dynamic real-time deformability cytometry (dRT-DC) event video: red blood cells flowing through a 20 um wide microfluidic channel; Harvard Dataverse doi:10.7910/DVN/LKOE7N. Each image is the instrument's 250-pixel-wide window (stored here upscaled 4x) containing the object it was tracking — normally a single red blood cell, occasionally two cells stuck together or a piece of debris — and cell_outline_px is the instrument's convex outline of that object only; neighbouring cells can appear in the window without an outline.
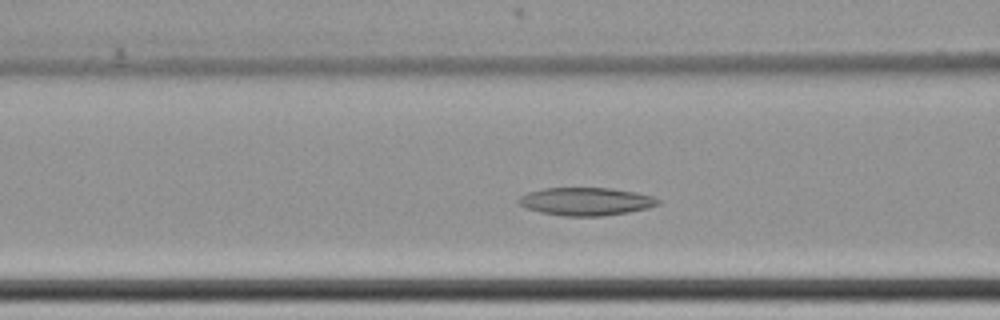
{"species": "common noctule bat (a hibernating species)", "species_latin": "Nyctalus noctula", "temperature_condition": "cold", "stored_images_in_passage": 46, "camera_frame_rate_fps": 3000, "um_per_image_px": 0.085, "animal": {"sex": "female", "body_mass_g": 22.7, "forearm_length_mm": 54.2}, "frame": {"image": 1, "passage_image": 10, "time_ms": 3.0, "image_size_px": [1000, 320], "cell_outline_px": [[660, 204], [648, 208], [628, 212], [600, 216], [564, 216], [540, 212], [528, 208], [520, 204], [516, 200], [520, 196], [528, 192], [544, 188], [612, 188], [636, 192], [652, 196], [660, 200]], "centroid_in_image_um": [49.81, 17.12], "position_along_channel_um": 116.8, "area_um2": 22.66}}
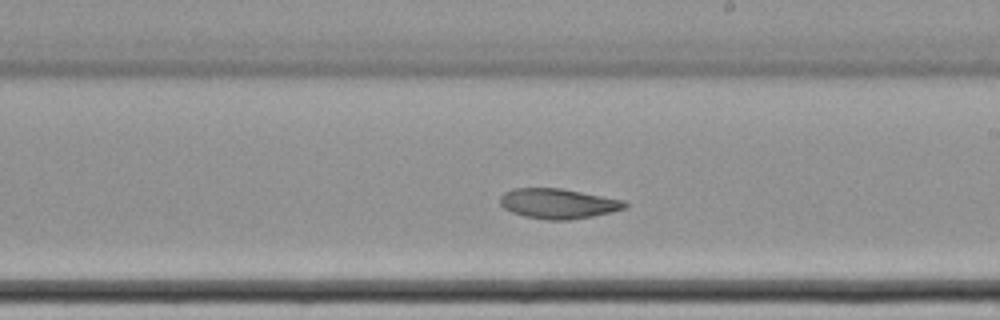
{"frame": {"image": 2, "passage_image": 21, "time_ms": 6.667, "image_size_px": [1000, 320], "cell_outline_px": [[628, 204], [624, 208], [612, 212], [592, 216], [568, 220], [548, 220], [524, 216], [512, 212], [504, 208], [500, 204], [500, 196], [504, 192], [512, 188], [560, 188], [624, 200]], "centroid_in_image_um": [47.41, 17.3], "position_along_channel_um": 241.6, "area_um2": 21.79}}
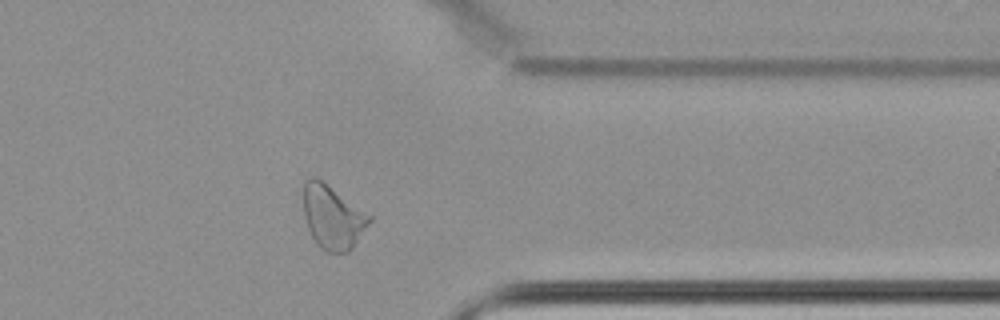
{"frame": {"image": 3, "passage_image": 34, "time_ms": 11.0, "image_size_px": [1000, 320], "cell_outline_px": [[372, 220], [352, 248], [348, 252], [328, 252], [320, 248], [316, 244], [308, 228], [304, 216], [304, 176], [316, 176], [372, 216]], "centroid_in_image_um": [28.26, 18.43], "position_along_channel_um": 383.1, "area_um2": 24.51}}